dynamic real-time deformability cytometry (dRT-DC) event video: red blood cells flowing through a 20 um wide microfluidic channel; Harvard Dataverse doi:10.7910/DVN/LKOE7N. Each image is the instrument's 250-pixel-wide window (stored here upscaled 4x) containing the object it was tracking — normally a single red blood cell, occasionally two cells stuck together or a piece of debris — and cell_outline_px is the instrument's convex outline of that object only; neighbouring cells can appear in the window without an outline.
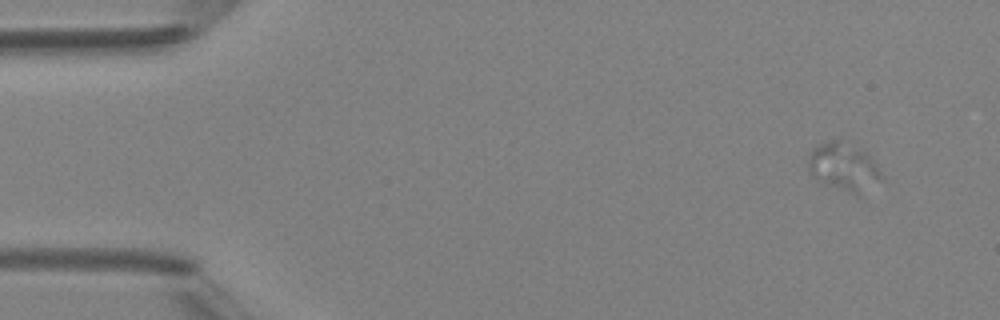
{"species": "Egyptian fruit bat (a non-hibernating species)", "species_latin": "Rousettus aegyptiacus", "temperature_condition": "room temperature", "stored_images_in_passage": 3, "camera_frame_rate_fps": 3000, "um_per_image_px": 0.085, "animal": {"sex": "female"}, "frame": {"image": 1, "passage_image": 1, "time_ms": 0.0, "image_size_px": [1000, 320], "cell_outline_px": [[884, 176], [860, 196], [856, 196], [816, 180], [808, 172], [808, 156], [812, 148], [816, 144], [828, 140], [840, 140], [868, 152], [880, 168]], "centroid_in_image_um": [71.71, 14.19], "position_along_channel_um": 13.3, "area_um2": 20.98}}